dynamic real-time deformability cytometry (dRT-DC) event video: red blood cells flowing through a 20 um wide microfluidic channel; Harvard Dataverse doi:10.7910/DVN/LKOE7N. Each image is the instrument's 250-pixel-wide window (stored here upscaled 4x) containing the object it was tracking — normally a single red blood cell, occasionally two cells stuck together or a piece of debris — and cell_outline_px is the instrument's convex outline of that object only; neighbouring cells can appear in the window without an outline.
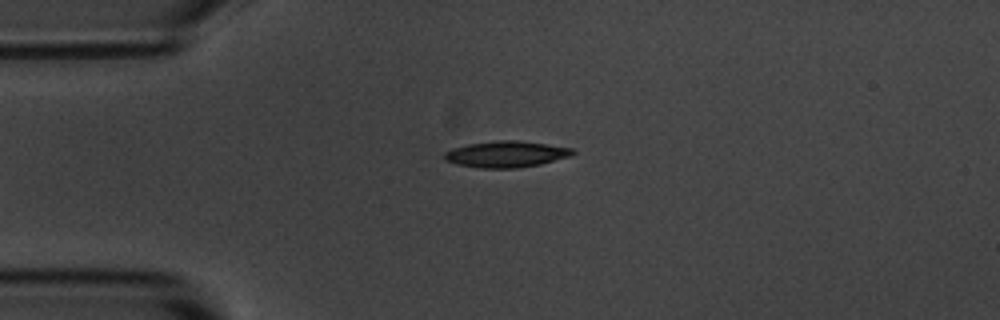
{"species": "common noctule bat (a hibernating species)", "species_latin": "Nyctalus noctula", "temperature_condition": "room temperature", "stored_images_in_passage": 3, "camera_frame_rate_fps": 3000, "um_per_image_px": 0.085, "animal": {"sex": "male", "body_mass_g": 20.1, "forearm_length_mm": 53.5}, "frame": {"image": 1, "passage_image": 1, "time_ms": 0.0, "image_size_px": [1000, 320], "cell_outline_px": [[576, 152], [572, 156], [540, 164], [516, 168], [480, 168], [456, 164], [444, 160], [444, 152], [452, 148], [468, 144], [500, 140], [520, 140], [572, 148]], "centroid_in_image_um": [43.02, 13.1], "position_along_channel_um": 42.0, "area_um2": 19.71}}